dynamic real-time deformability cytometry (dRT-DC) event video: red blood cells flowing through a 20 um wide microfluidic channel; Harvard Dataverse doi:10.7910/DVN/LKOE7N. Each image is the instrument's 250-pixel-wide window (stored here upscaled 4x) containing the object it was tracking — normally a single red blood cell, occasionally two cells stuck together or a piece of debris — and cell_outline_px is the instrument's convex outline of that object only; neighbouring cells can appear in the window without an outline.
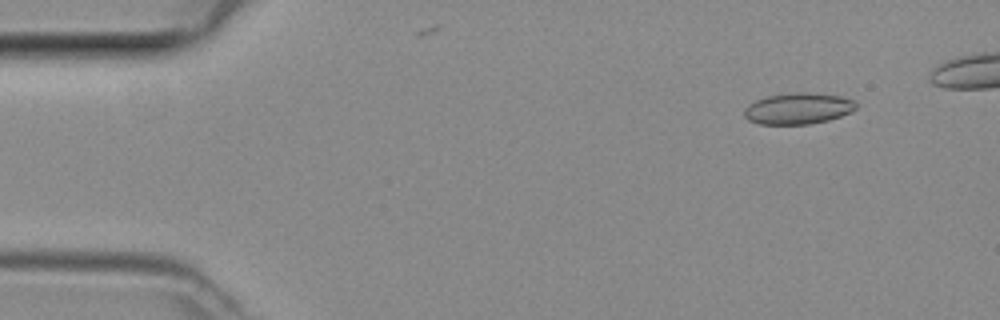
{"species": "common noctule bat (a hibernating species)", "species_latin": "Nyctalus noctula", "temperature_condition": "room temperature", "stored_images_in_passage": 43, "camera_frame_rate_fps": 3000, "um_per_image_px": 0.085, "animal": {"sex": "female", "body_mass_g": 29.2, "forearm_length_mm": 56.3}, "frame": {"image": 1, "passage_image": 5, "time_ms": 1.333, "image_size_px": [1000, 320], "cell_outline_px": [[856, 108], [840, 116], [828, 120], [808, 124], [760, 124], [748, 120], [744, 116], [744, 108], [748, 104], [756, 100], [768, 96], [796, 92], [808, 92], [840, 96], [856, 100]], "centroid_in_image_um": [67.82, 9.22], "position_along_channel_um": 17.2, "area_um2": 20.29}}
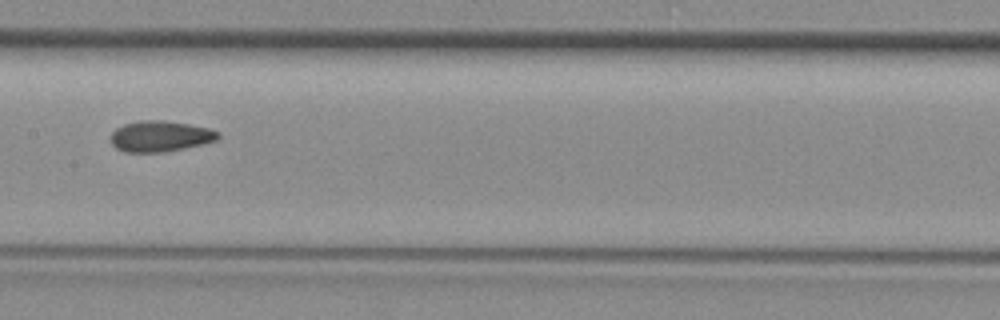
{"frame": {"image": 2, "passage_image": 24, "time_ms": 7.667, "image_size_px": [1000, 320], "cell_outline_px": [[220, 136], [216, 140], [184, 148], [164, 152], [124, 152], [116, 148], [112, 144], [108, 136], [116, 128], [124, 124], [140, 120], [164, 120], [188, 124], [208, 128], [220, 132]], "centroid_in_image_um": [13.57, 11.58], "position_along_channel_um": 193.8, "area_um2": 19.36}}
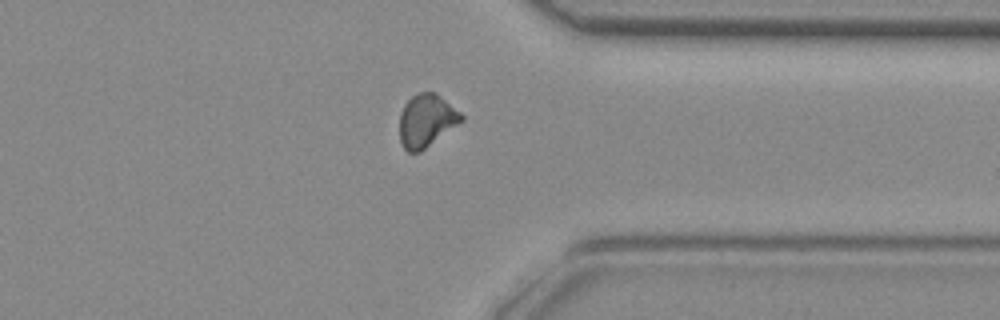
{"frame": {"image": 3, "passage_image": 37, "time_ms": 12.0, "image_size_px": [1000, 320], "cell_outline_px": [[464, 120], [420, 152], [408, 152], [404, 148], [400, 140], [400, 112], [404, 104], [416, 92], [436, 92], [460, 112], [464, 116]], "centroid_in_image_um": [36.24, 10.24], "position_along_channel_um": 375.2, "area_um2": 19.02}}